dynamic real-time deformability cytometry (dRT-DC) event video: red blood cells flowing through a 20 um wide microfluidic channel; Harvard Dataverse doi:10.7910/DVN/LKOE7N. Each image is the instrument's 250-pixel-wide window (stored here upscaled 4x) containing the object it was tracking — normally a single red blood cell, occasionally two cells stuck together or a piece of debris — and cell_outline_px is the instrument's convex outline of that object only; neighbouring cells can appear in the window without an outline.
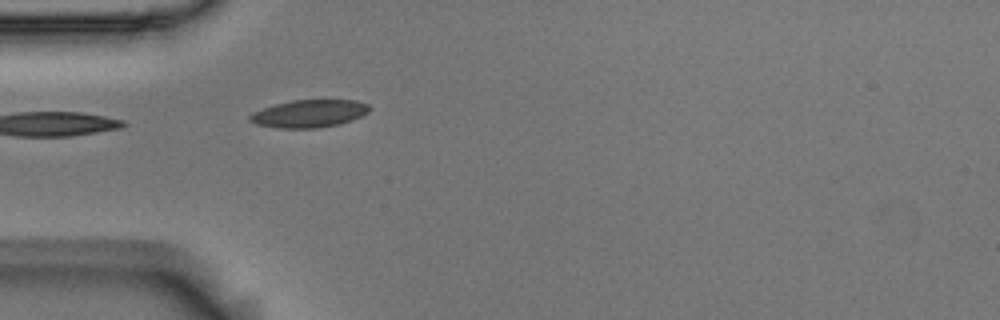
{"species": "Egyptian fruit bat (a non-hibernating species)", "species_latin": "Rousettus aegyptiacus", "temperature_condition": "room temperature", "stored_images_in_passage": 2, "camera_frame_rate_fps": 3000, "um_per_image_px": 0.085, "animal": {"sex": "male"}, "frame": {"image": 1, "passage_image": 2, "time_ms": 0.333, "image_size_px": [1000, 320], "cell_outline_px": [[368, 112], [352, 120], [340, 124], [316, 128], [280, 128], [256, 124], [248, 120], [248, 116], [252, 112], [276, 104], [292, 100], [356, 100], [368, 104]], "centroid_in_image_um": [26.25, 9.66], "position_along_channel_um": 58.7, "area_um2": 19.13}}